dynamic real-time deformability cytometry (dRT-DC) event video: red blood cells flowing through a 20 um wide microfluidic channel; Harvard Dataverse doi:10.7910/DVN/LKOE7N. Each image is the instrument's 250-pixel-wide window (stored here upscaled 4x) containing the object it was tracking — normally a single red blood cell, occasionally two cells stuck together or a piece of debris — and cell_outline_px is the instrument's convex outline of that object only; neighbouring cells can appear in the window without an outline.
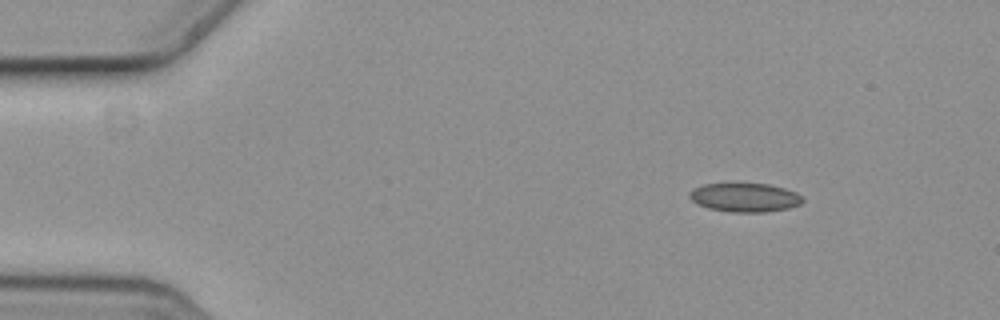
{"species": "common noctule bat (a hibernating species)", "species_latin": "Nyctalus noctula", "temperature_condition": "cold", "stored_images_in_passage": 3, "camera_frame_rate_fps": 3000, "um_per_image_px": 0.085, "animal": {"sex": "female", "body_mass_g": 19.3, "forearm_length_mm": 54.1}, "frame": {"image": 1, "passage_image": 1, "time_ms": 0.0, "image_size_px": [1000, 320], "cell_outline_px": [[804, 200], [800, 204], [788, 208], [764, 212], [732, 212], [708, 208], [696, 204], [688, 196], [688, 192], [704, 184], [768, 184], [784, 188], [796, 192], [804, 196]], "centroid_in_image_um": [63.32, 16.79], "position_along_channel_um": 21.7, "area_um2": 18.96}}
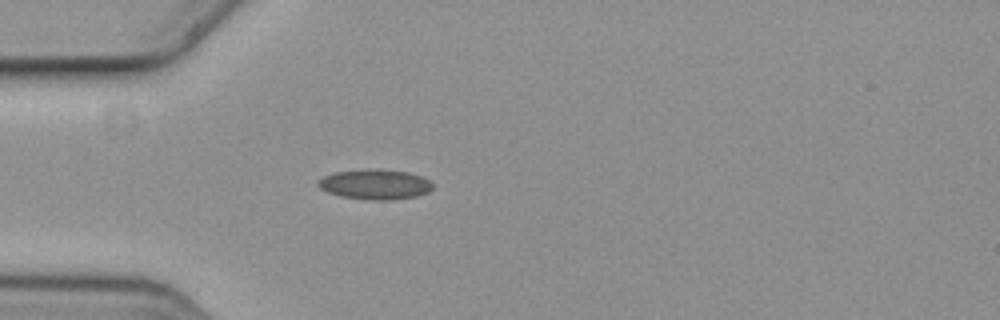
{"frame": {"image": 2, "passage_image": 3, "time_ms": 0.667, "image_size_px": [1000, 320], "cell_outline_px": [[432, 188], [428, 192], [416, 196], [392, 200], [368, 200], [340, 196], [328, 192], [320, 188], [316, 184], [324, 176], [332, 172], [408, 172], [420, 176], [428, 180], [432, 184]], "centroid_in_image_um": [31.88, 15.73], "position_along_channel_um": 53.1, "area_um2": 19.02}}